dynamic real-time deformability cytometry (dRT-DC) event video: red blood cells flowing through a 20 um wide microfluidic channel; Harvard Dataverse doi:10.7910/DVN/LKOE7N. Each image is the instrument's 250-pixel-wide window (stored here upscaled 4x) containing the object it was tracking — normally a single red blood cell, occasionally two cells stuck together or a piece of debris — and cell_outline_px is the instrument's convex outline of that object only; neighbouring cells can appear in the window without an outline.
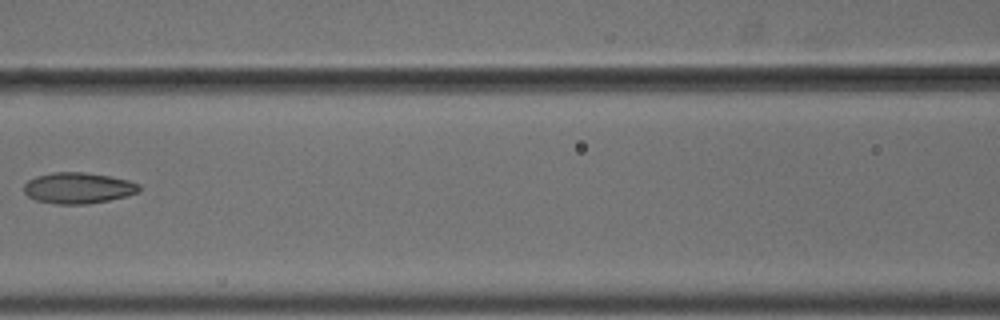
{"species": "common noctule bat (a hibernating species)", "species_latin": "Nyctalus noctula", "temperature_condition": "cold", "stored_images_in_passage": 7, "camera_frame_rate_fps": 3000, "um_per_image_px": 0.085, "animal": {"sex": "male", "body_mass_g": 18.8}, "frame": {"image": 1, "passage_image": 7, "time_ms": 2.0, "image_size_px": [1000, 320], "cell_outline_px": [[140, 192], [108, 200], [84, 204], [56, 204], [36, 200], [28, 196], [24, 192], [24, 184], [28, 180], [36, 176], [52, 172], [84, 172], [108, 176], [128, 180], [140, 184]], "centroid_in_image_um": [6.62, 15.97], "position_along_channel_um": 160.0, "area_um2": 20.75}}